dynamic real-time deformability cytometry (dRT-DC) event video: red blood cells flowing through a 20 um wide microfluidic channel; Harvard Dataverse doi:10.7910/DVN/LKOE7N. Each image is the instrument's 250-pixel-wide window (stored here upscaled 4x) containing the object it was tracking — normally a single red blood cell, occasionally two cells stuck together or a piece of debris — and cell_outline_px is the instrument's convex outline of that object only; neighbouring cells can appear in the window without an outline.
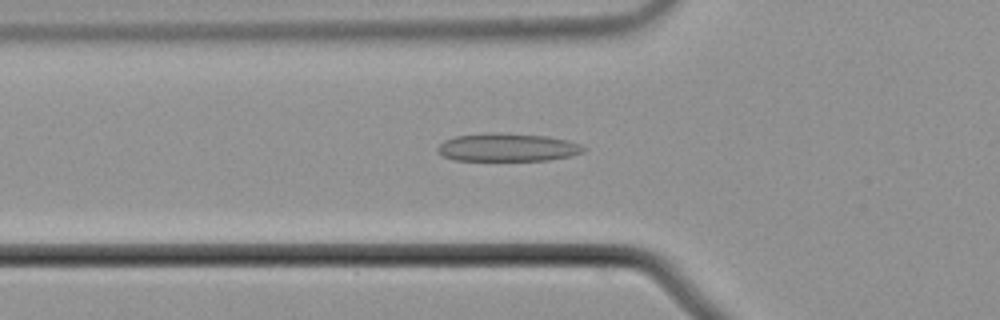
{"species": "common noctule bat (a hibernating species)", "species_latin": "Nyctalus noctula", "temperature_condition": "cold", "stored_images_in_passage": 51, "camera_frame_rate_fps": 3000, "um_per_image_px": 0.085, "animal": {"sex": "male", "body_mass_g": 21.5, "forearm_length_mm": 52.0}, "frame": {"image": 1, "passage_image": 15, "time_ms": 4.667, "image_size_px": [1000, 320], "cell_outline_px": [[588, 148], [584, 152], [572, 156], [548, 160], [456, 160], [440, 156], [436, 152], [436, 148], [444, 140], [456, 136], [484, 132], [496, 132], [548, 136], [568, 140], [580, 144]], "centroid_in_image_um": [43.13, 12.52], "position_along_channel_um": 82.7, "area_um2": 24.28}}
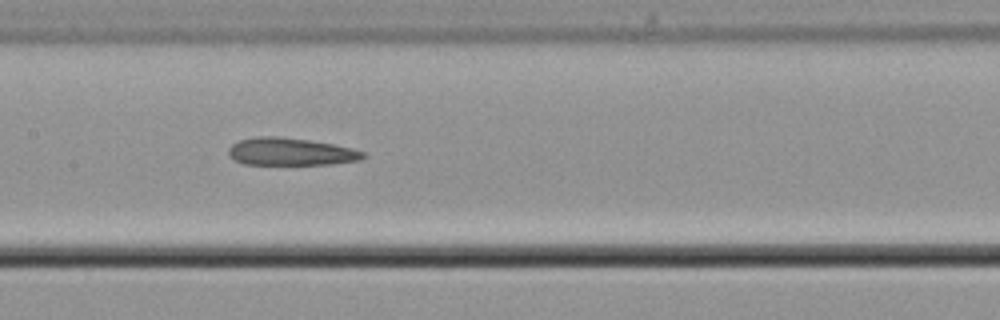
{"frame": {"image": 2, "passage_image": 23, "time_ms": 7.333, "image_size_px": [1000, 320], "cell_outline_px": [[364, 156], [360, 160], [332, 164], [244, 164], [236, 160], [228, 152], [228, 148], [232, 144], [240, 140], [256, 136], [276, 136], [308, 140], [332, 144], [352, 148], [364, 152]], "centroid_in_image_um": [24.7, 12.89], "position_along_channel_um": 182.7, "area_um2": 21.33}}
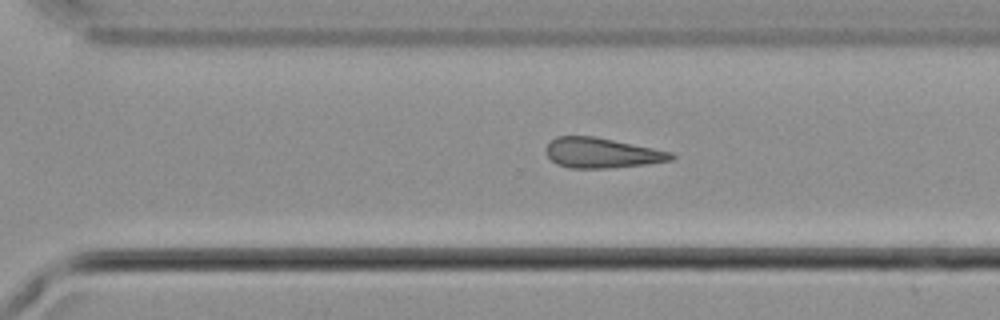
{"frame": {"image": 3, "passage_image": 34, "time_ms": 11.0, "image_size_px": [1000, 320], "cell_outline_px": [[676, 156], [672, 160], [644, 164], [604, 168], [568, 168], [556, 164], [544, 152], [548, 144], [556, 136], [592, 136], [672, 152]], "centroid_in_image_um": [51.11, 13.0], "position_along_channel_um": 319.5, "area_um2": 21.68}, "authors_computed_cell_mechanics": {"area_um2": 22.6576, "velocity_mm_per_s": 3.7376, "shape_relaxation_time_tau1_ms": null, "shape_relaxation_time_tau2_ms": 5.9168, "deformation_change_tau1": null, "deformation_change_tau2": 0.158}}